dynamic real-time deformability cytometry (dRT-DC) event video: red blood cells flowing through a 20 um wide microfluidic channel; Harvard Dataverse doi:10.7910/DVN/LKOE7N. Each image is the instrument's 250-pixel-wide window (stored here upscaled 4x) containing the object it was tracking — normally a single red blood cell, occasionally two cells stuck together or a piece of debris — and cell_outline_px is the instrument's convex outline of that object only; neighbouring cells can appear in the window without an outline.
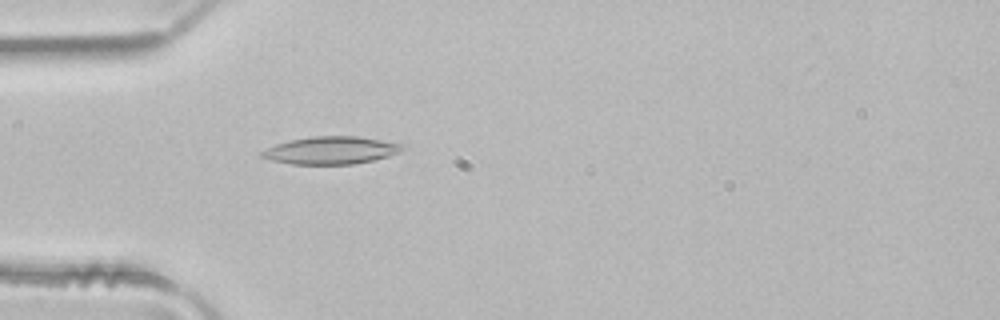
{"species": "common noctule bat (a hibernating species)", "species_latin": "Nyctalus noctula", "temperature_condition": "room temperature", "stored_images_in_passage": 4, "camera_frame_rate_fps": 3000, "um_per_image_px": 0.085, "animal": {"sex": "male", "body_mass_g": 21.5, "forearm_length_mm": 52.0}, "frame": {"image": 1, "passage_image": 4, "time_ms": 1.0, "image_size_px": [1000, 320], "cell_outline_px": [[408, 148], [400, 152], [388, 156], [356, 164], [292, 164], [272, 160], [260, 156], [260, 152], [276, 144], [292, 140], [312, 136], [356, 136], [408, 144]], "centroid_in_image_um": [28.22, 12.77], "position_along_channel_um": 56.8, "area_um2": 22.66}}